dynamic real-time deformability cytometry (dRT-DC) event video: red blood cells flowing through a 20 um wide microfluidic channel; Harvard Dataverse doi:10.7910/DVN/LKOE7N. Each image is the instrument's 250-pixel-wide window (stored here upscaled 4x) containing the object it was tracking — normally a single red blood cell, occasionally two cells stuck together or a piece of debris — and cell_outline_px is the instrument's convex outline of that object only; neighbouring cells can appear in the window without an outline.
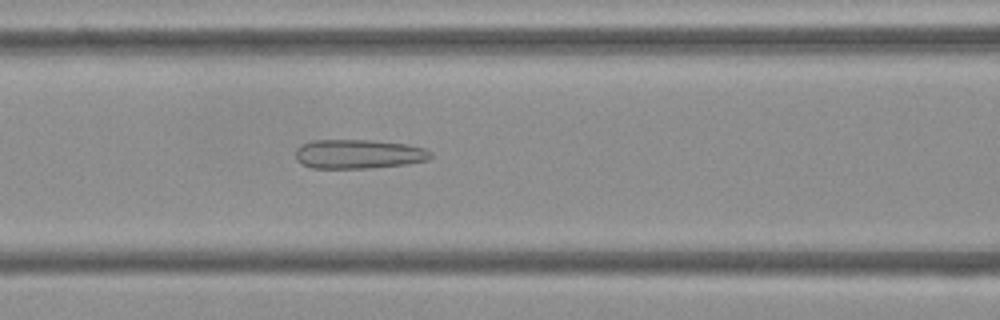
{"species": "Egyptian fruit bat (a non-hibernating species)", "species_latin": "Rousettus aegyptiacus", "temperature_condition": "cold", "stored_images_in_passage": 53, "camera_frame_rate_fps": 3000, "um_per_image_px": 0.085, "frame": {"image": 1, "passage_image": 22, "time_ms": 7.0, "image_size_px": [1000, 320], "cell_outline_px": [[432, 156], [428, 160], [408, 164], [368, 168], [312, 168], [300, 164], [296, 160], [296, 148], [300, 144], [312, 140], [372, 140], [408, 144], [424, 148], [432, 152]], "centroid_in_image_um": [30.46, 13.09], "position_along_channel_um": 136.1, "area_um2": 23.29}}
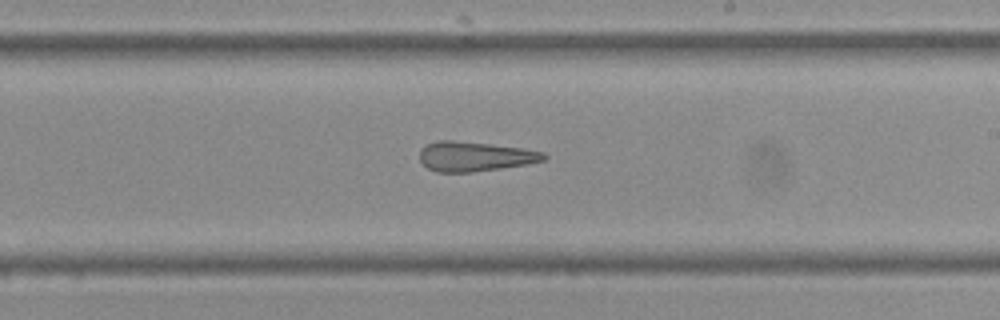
{"frame": {"image": 2, "passage_image": 31, "time_ms": 10.0, "image_size_px": [1000, 320], "cell_outline_px": [[548, 156], [544, 160], [528, 164], [472, 172], [436, 172], [428, 168], [420, 160], [420, 148], [436, 140], [452, 140], [524, 148], [544, 152]], "centroid_in_image_um": [40.36, 13.29], "position_along_channel_um": 248.6, "area_um2": 21.44}}
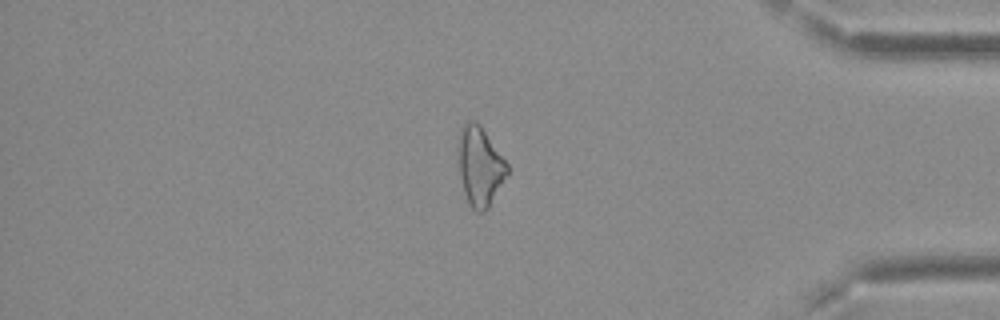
{"frame": {"image": 3, "passage_image": 45, "time_ms": 14.667, "image_size_px": [1000, 320], "cell_outline_px": [[508, 176], [488, 208], [484, 212], [476, 212], [472, 208], [464, 192], [460, 176], [460, 128], [468, 120], [476, 120], [480, 124], [508, 164]], "centroid_in_image_um": [40.83, 14.14], "position_along_channel_um": 394.4, "area_um2": 22.25}, "authors_computed_cell_mechanics": {"area_um2": 24.0448, "velocity_mm_per_s": 3.7498, "shape_relaxation_time_tau1_ms": null, "shape_relaxation_time_tau2_ms": 3.4902, "deformation_change_tau1": null, "deformation_change_tau2": 0.1709}}